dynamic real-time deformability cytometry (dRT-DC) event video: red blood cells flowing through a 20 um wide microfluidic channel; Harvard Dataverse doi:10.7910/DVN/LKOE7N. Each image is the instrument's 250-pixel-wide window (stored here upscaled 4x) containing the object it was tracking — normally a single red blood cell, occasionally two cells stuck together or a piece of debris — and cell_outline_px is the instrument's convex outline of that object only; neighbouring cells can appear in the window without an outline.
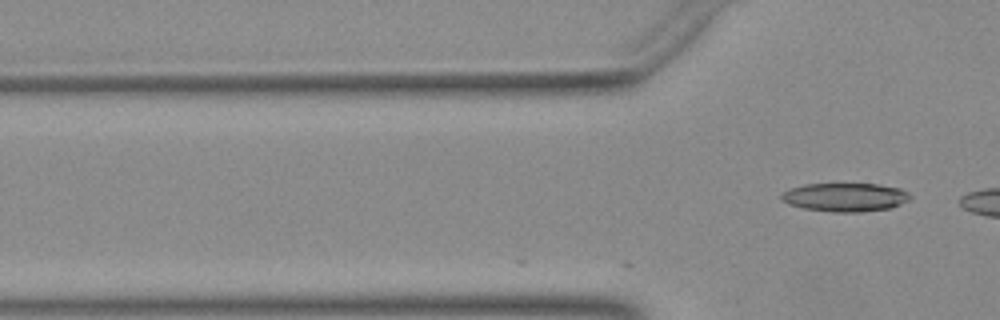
{"species": "Egyptian fruit bat (a non-hibernating species)", "species_latin": "Rousettus aegyptiacus", "temperature_condition": "warm", "stored_images_in_passage": 12, "camera_frame_rate_fps": 3000, "um_per_image_px": 0.085, "animal": {"sex": "female"}, "frame": {"image": 1, "passage_image": 12, "time_ms": 3.667, "image_size_px": [1000, 320], "cell_outline_px": [[912, 196], [908, 200], [900, 204], [888, 208], [860, 212], [832, 212], [804, 208], [788, 204], [780, 200], [780, 196], [784, 192], [792, 188], [804, 184], [880, 184], [900, 188], [908, 192]], "centroid_in_image_um": [71.84, 16.76], "position_along_channel_um": 54.0, "area_um2": 21.39}}